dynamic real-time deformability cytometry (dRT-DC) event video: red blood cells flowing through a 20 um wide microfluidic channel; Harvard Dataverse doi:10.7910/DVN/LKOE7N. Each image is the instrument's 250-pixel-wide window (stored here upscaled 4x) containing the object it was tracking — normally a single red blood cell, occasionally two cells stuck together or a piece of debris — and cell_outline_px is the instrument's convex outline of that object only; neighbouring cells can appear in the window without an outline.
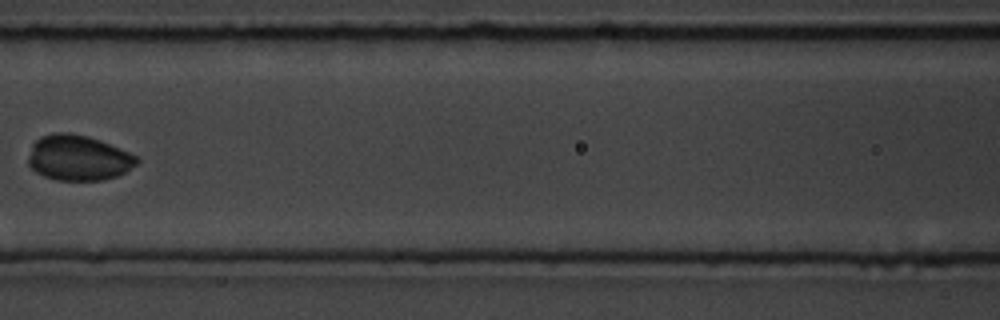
{"species": "common noctule bat (a hibernating species)", "species_latin": "Nyctalus noctula", "temperature_condition": "room temperature", "stored_images_in_passage": 8, "camera_frame_rate_fps": 3000, "um_per_image_px": 0.085, "animal": {"sex": "male", "body_mass_g": 19.5, "forearm_length_mm": 54.6}, "frame": {"image": 1, "passage_image": 7, "time_ms": 8.0, "image_size_px": [1000, 320], "cell_outline_px": [[140, 160], [136, 164], [124, 172], [116, 176], [104, 180], [56, 180], [44, 176], [36, 172], [28, 164], [28, 156], [32, 144], [40, 136], [56, 132], [68, 132], [88, 136], [100, 140], [128, 152], [136, 156]], "centroid_in_image_um": [6.62, 13.41], "position_along_channel_um": 160.0, "area_um2": 28.67}}
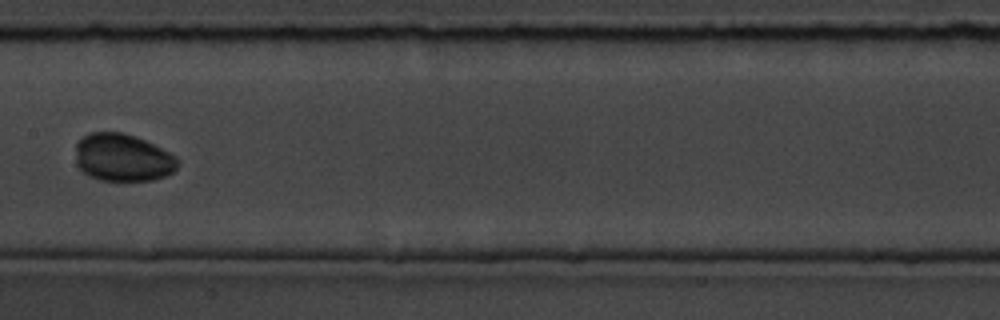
{"frame": {"image": 2, "passage_image": 8, "time_ms": 9.0, "image_size_px": [1000, 320], "cell_outline_px": [[180, 160], [176, 168], [172, 172], [164, 176], [152, 180], [100, 180], [88, 176], [76, 164], [76, 144], [88, 132], [124, 132], [136, 136], [176, 156]], "centroid_in_image_um": [10.41, 13.39], "position_along_channel_um": 197.0, "area_um2": 28.26}}